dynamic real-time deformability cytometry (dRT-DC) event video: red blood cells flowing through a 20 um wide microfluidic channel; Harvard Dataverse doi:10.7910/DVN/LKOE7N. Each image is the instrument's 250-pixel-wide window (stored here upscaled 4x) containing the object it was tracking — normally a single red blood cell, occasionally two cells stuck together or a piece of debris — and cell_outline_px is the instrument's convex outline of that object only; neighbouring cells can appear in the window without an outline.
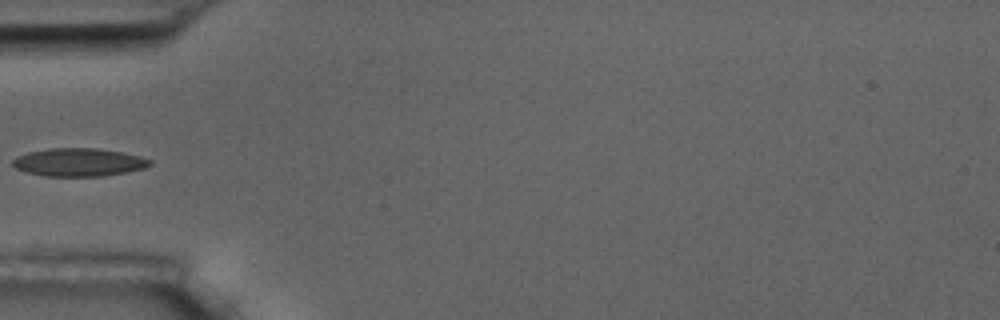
{"species": "common noctule bat (a hibernating species)", "species_latin": "Nyctalus noctula", "temperature_condition": "room temperature", "stored_images_in_passage": 6, "camera_frame_rate_fps": 3000, "um_per_image_px": 0.085, "animal": {"sex": "male", "body_mass_g": 17.5, "forearm_length_mm": 52.3}, "frame": {"image": 1, "passage_image": 6, "time_ms": 5.667, "image_size_px": [1000, 320], "cell_outline_px": [[152, 164], [144, 168], [128, 172], [100, 176], [44, 176], [28, 172], [16, 168], [12, 164], [12, 160], [16, 156], [28, 152], [48, 148], [96, 148], [124, 152], [140, 156], [152, 160]], "centroid_in_image_um": [6.71, 13.78], "position_along_channel_um": 78.3, "area_um2": 22.54}}